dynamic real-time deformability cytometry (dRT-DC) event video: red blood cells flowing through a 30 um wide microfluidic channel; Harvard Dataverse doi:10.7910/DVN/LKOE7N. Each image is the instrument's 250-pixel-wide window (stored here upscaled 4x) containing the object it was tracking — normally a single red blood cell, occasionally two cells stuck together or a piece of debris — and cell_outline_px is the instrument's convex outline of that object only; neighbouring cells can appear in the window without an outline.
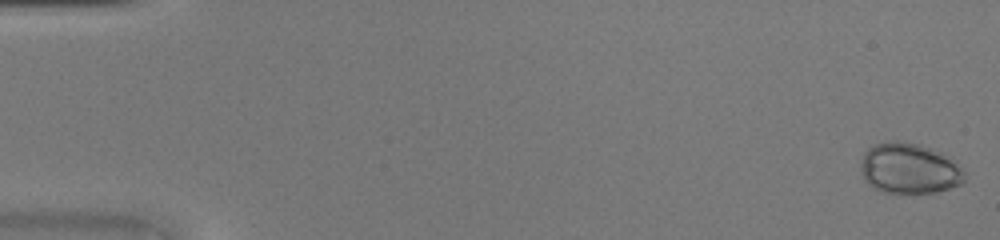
{"species": "common noctule bat (a hibernating species)", "species_latin": "Nyctalus noctula", "temperature_condition": "warm", "stored_images_in_passage": 45, "camera_frame_rate_fps": 3000, "um_per_image_px": 0.085, "animal": {"sex": "female", "body_mass_g": 20.0, "forearm_length_mm": 54.0}, "frame": {"image": 1, "passage_image": 1, "time_ms": 0.0, "image_size_px": [1000, 240], "cell_outline_px": [[964, 180], [960, 184], [936, 192], [880, 192], [872, 188], [864, 180], [860, 172], [860, 160], [864, 152], [868, 148], [876, 144], [896, 140], [900, 140], [920, 144], [952, 156], [956, 160], [964, 172]], "centroid_in_image_um": [77.27, 14.3], "position_along_channel_um": 7.7, "area_um2": 31.04}}
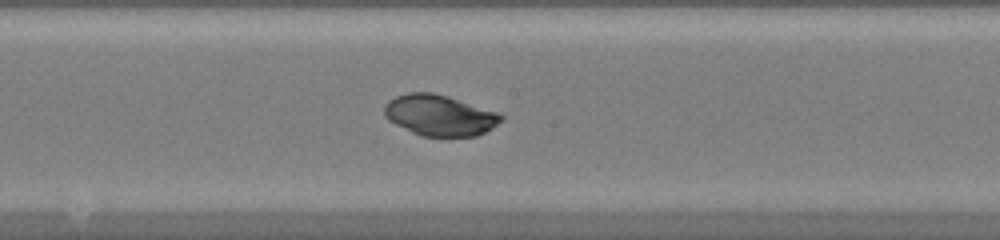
{"frame": {"image": 2, "passage_image": 25, "time_ms": 8.0, "image_size_px": [1000, 240], "cell_outline_px": [[504, 120], [492, 128], [476, 136], [420, 136], [388, 120], [384, 116], [384, 104], [388, 100], [396, 96], [408, 92], [432, 92], [448, 96], [500, 112], [504, 116]], "centroid_in_image_um": [37.38, 9.79], "position_along_channel_um": 210.8, "area_um2": 28.09}}
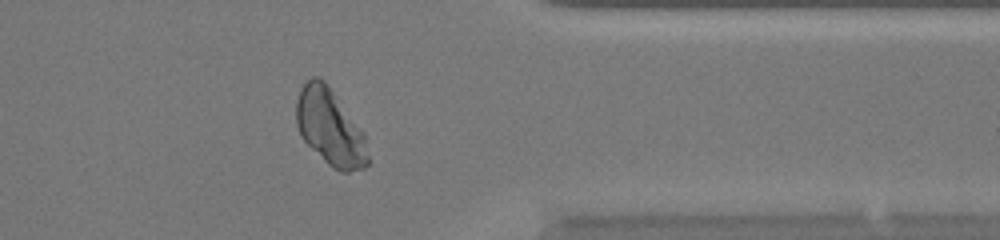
{"frame": {"image": 3, "passage_image": 37, "time_ms": 12.0, "image_size_px": [1000, 240], "cell_outline_px": [[368, 164], [364, 168], [348, 172], [340, 172], [332, 168], [300, 136], [296, 124], [296, 100], [300, 88], [312, 76], [320, 76], [328, 84], [364, 132], [368, 156]], "centroid_in_image_um": [28.05, 10.8], "position_along_channel_um": 383.4, "area_um2": 32.02}}